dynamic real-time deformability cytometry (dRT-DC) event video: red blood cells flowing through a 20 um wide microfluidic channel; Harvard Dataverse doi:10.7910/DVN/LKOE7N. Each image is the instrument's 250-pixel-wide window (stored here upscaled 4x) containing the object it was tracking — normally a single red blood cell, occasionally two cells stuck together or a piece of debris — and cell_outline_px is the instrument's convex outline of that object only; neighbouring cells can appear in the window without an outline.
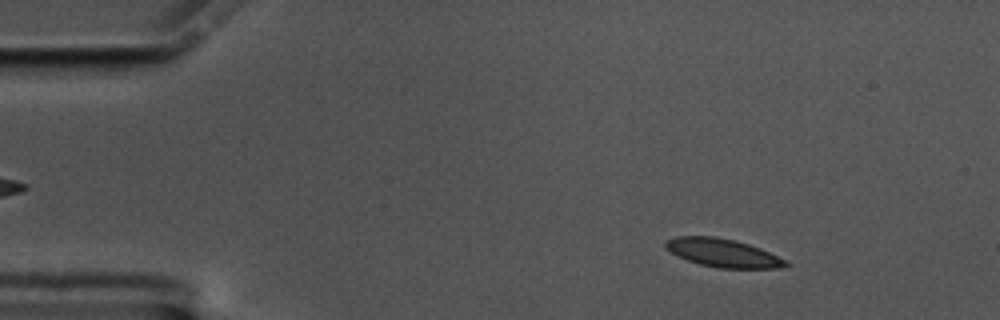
{"species": "common noctule bat (a hibernating species)", "species_latin": "Nyctalus noctula", "temperature_condition": "cold", "stored_images_in_passage": 56, "camera_frame_rate_fps": 3000, "um_per_image_px": 0.085, "animal": {"sex": "male", "body_mass_g": 17.5, "forearm_length_mm": 52.3}, "frame": {"image": 1, "passage_image": 7, "time_ms": 2.0, "image_size_px": [1000, 320], "cell_outline_px": [[788, 264], [780, 268], [720, 268], [700, 264], [688, 260], [664, 248], [664, 240], [676, 236], [716, 236], [736, 240], [760, 248], [784, 260]], "centroid_in_image_um": [61.38, 21.47], "position_along_channel_um": 23.6, "area_um2": 19.59}}
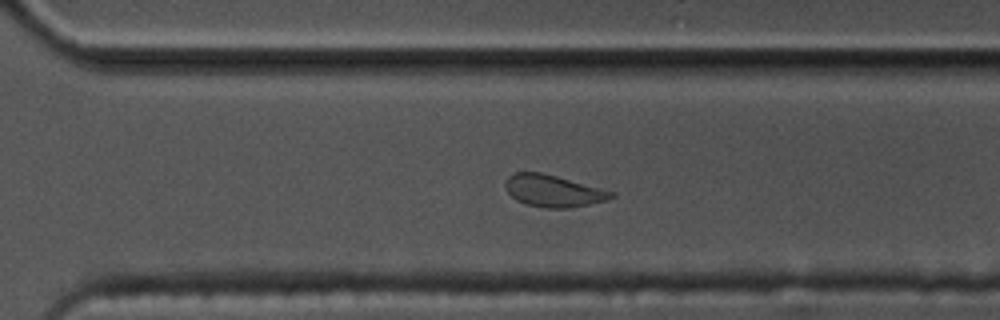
{"frame": {"image": 2, "passage_image": 39, "time_ms": 12.667, "image_size_px": [1000, 320], "cell_outline_px": [[616, 196], [604, 200], [572, 208], [548, 208], [524, 204], [516, 200], [508, 192], [504, 184], [508, 176], [516, 172], [540, 172], [556, 176], [616, 192]], "centroid_in_image_um": [47.01, 16.23], "position_along_channel_um": 323.6, "area_um2": 19.59}}
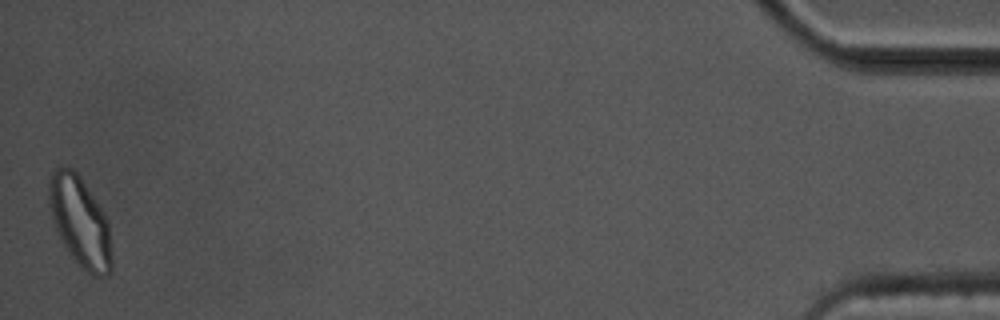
{"frame": {"image": 3, "passage_image": 56, "time_ms": 18.333, "image_size_px": [1000, 320], "cell_outline_px": [[112, 272], [108, 276], [92, 276], [72, 256], [56, 232], [48, 204], [48, 184], [52, 172], [56, 168], [72, 168], [80, 176], [108, 220], [112, 256]], "centroid_in_image_um": [6.81, 18.86], "position_along_channel_um": 428.4, "area_um2": 32.71}, "authors_computed_cell_mechanics": {"area_um2": 20.4034, "velocity_mm_per_s": 3.4945, "shape_relaxation_time_tau1_ms": 4.2022, "shape_relaxation_time_tau2_ms": 2.5201, "deformation_change_tau1": 0.1302, "deformation_change_tau2": 0.0632}}